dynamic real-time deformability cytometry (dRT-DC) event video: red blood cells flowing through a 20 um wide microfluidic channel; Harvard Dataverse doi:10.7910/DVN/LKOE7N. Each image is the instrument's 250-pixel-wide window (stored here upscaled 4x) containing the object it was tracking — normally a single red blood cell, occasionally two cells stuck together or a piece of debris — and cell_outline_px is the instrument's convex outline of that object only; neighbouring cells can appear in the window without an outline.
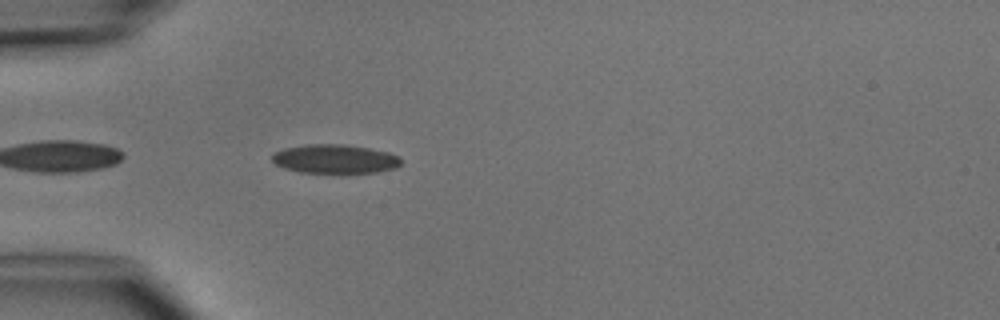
{"species": "common noctule bat (a hibernating species)", "species_latin": "Nyctalus noctula", "temperature_condition": "cold", "stored_images_in_passage": 4, "camera_frame_rate_fps": 3000, "um_per_image_px": 0.085, "animal": {"sex": "male", "body_mass_g": 15.6}, "frame": {"image": 1, "passage_image": 4, "time_ms": 4.333, "image_size_px": [1000, 320], "cell_outline_px": [[400, 164], [396, 168], [376, 172], [300, 172], [284, 168], [276, 164], [272, 160], [272, 156], [276, 152], [284, 148], [304, 144], [344, 144], [368, 148], [388, 152], [400, 156]], "centroid_in_image_um": [28.47, 13.5], "position_along_channel_um": 56.5, "area_um2": 21.56}}